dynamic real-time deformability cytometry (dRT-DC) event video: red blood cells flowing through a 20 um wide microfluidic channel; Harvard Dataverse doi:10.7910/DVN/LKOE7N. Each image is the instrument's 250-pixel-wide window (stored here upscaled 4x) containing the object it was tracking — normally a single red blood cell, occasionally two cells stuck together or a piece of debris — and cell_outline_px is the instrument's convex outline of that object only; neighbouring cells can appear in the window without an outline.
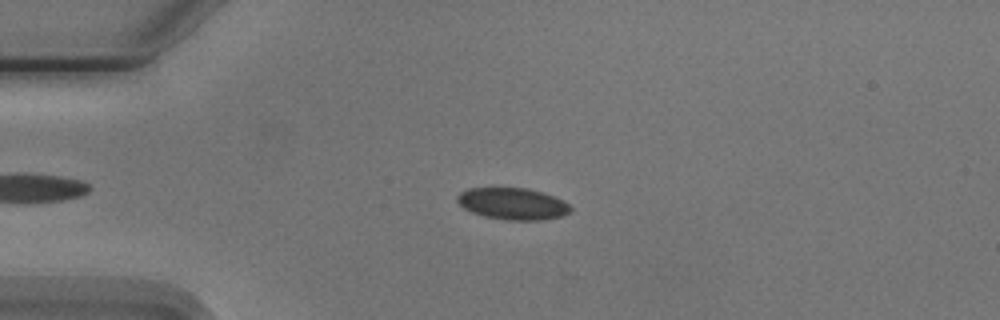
{"species": "Egyptian fruit bat (a non-hibernating species)", "species_latin": "Rousettus aegyptiacus", "temperature_condition": "cold", "stored_images_in_passage": 2, "camera_frame_rate_fps": 3000, "um_per_image_px": 0.085, "animal": {"sex": "male"}, "frame": {"image": 1, "passage_image": 1, "time_ms": 0.0, "image_size_px": [1000, 320], "cell_outline_px": [[572, 212], [564, 216], [540, 220], [508, 220], [484, 216], [472, 212], [464, 208], [456, 200], [456, 196], [460, 192], [468, 188], [528, 188], [564, 200], [572, 208]], "centroid_in_image_um": [43.59, 17.32], "position_along_channel_um": 41.4, "area_um2": 20.98}}